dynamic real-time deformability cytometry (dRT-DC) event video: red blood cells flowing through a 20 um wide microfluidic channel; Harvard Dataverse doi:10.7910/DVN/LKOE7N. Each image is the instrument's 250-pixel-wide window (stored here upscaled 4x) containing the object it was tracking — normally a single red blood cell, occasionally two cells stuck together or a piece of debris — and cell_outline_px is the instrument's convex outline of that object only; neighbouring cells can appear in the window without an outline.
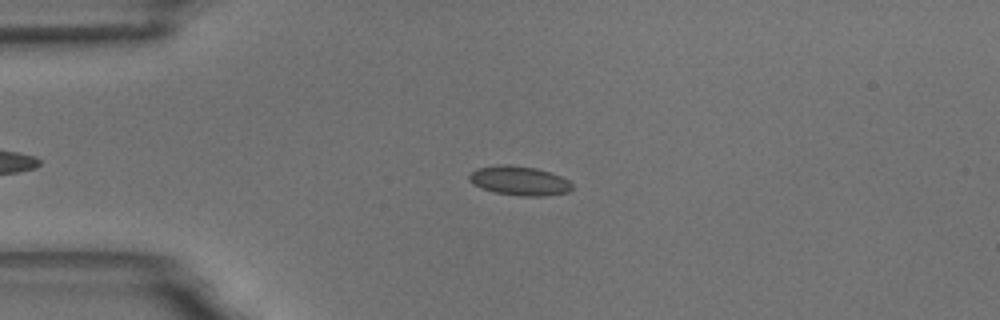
{"species": "common noctule bat (a hibernating species)", "species_latin": "Nyctalus noctula", "temperature_condition": "room temperature", "stored_images_in_passage": 46, "camera_frame_rate_fps": 3000, "um_per_image_px": 0.085, "animal": {"sex": "male", "body_mass_g": 18.8}, "frame": {"image": 1, "passage_image": 9, "time_ms": 2.667, "image_size_px": [1000, 320], "cell_outline_px": [[572, 188], [568, 192], [544, 196], [520, 196], [496, 192], [484, 188], [468, 180], [468, 176], [476, 168], [500, 164], [508, 164], [536, 168], [560, 176], [568, 180], [572, 184]], "centroid_in_image_um": [44.15, 15.35], "position_along_channel_um": 40.8, "area_um2": 17.34}}
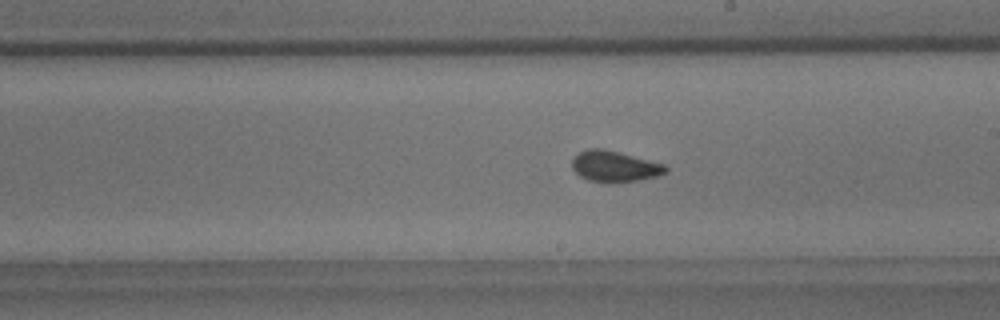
{"frame": {"image": 2, "passage_image": 28, "time_ms": 9.0, "image_size_px": [1000, 320], "cell_outline_px": [[668, 172], [656, 176], [636, 180], [588, 180], [580, 176], [572, 168], [572, 156], [588, 148], [604, 148], [664, 164], [668, 168]], "centroid_in_image_um": [52.22, 14.09], "position_along_channel_um": 236.8, "area_um2": 16.36}}
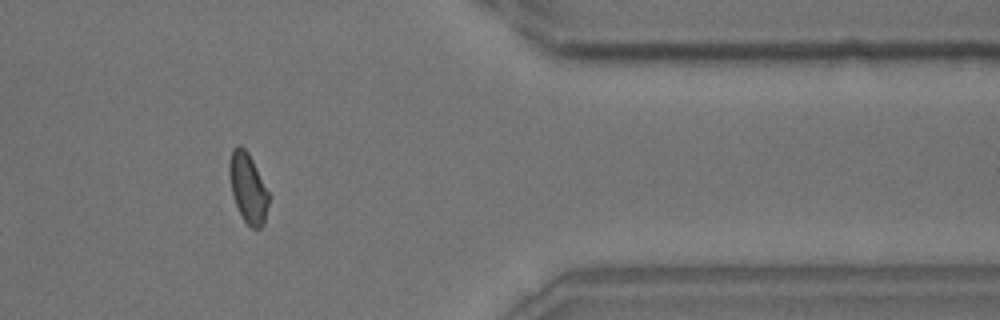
{"frame": {"image": 3, "passage_image": 43, "time_ms": 14.0, "image_size_px": [1000, 320], "cell_outline_px": [[272, 196], [264, 224], [260, 228], [252, 228], [244, 220], [236, 204], [232, 192], [228, 172], [228, 164], [232, 148], [236, 144], [240, 144], [248, 152]], "centroid_in_image_um": [21.11, 15.95], "position_along_channel_um": 390.3, "area_um2": 16.42}, "authors_computed_cell_mechanics": {"area_um2": 16.6464, "velocity_mm_per_s": 3.4881, "shape_relaxation_time_tau1_ms": null, "shape_relaxation_time_tau2_ms": 1.4324, "deformation_change_tau1": null, "deformation_change_tau2": 0.0643}}